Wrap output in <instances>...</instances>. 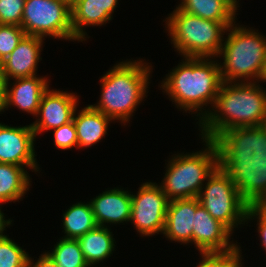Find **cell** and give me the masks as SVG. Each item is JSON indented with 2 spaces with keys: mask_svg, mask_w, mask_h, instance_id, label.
Instances as JSON below:
<instances>
[{
  "mask_svg": "<svg viewBox=\"0 0 266 267\" xmlns=\"http://www.w3.org/2000/svg\"><path fill=\"white\" fill-rule=\"evenodd\" d=\"M259 82H222L213 108L199 123L201 138L238 151L260 128L266 115V90Z\"/></svg>",
  "mask_w": 266,
  "mask_h": 267,
  "instance_id": "obj_1",
  "label": "cell"
},
{
  "mask_svg": "<svg viewBox=\"0 0 266 267\" xmlns=\"http://www.w3.org/2000/svg\"><path fill=\"white\" fill-rule=\"evenodd\" d=\"M206 181L198 195L200 205L234 232L238 225L245 224L248 207L254 200L253 164L233 151Z\"/></svg>",
  "mask_w": 266,
  "mask_h": 267,
  "instance_id": "obj_2",
  "label": "cell"
},
{
  "mask_svg": "<svg viewBox=\"0 0 266 267\" xmlns=\"http://www.w3.org/2000/svg\"><path fill=\"white\" fill-rule=\"evenodd\" d=\"M212 59L184 57V61L166 75L160 86L177 108L186 113H198L194 115L199 116L197 123L207 116L206 106L213 108L223 82L219 62Z\"/></svg>",
  "mask_w": 266,
  "mask_h": 267,
  "instance_id": "obj_3",
  "label": "cell"
},
{
  "mask_svg": "<svg viewBox=\"0 0 266 267\" xmlns=\"http://www.w3.org/2000/svg\"><path fill=\"white\" fill-rule=\"evenodd\" d=\"M152 67L144 60L118 62L100 78V100L91 106L126 125L148 93Z\"/></svg>",
  "mask_w": 266,
  "mask_h": 267,
  "instance_id": "obj_4",
  "label": "cell"
},
{
  "mask_svg": "<svg viewBox=\"0 0 266 267\" xmlns=\"http://www.w3.org/2000/svg\"><path fill=\"white\" fill-rule=\"evenodd\" d=\"M201 139L204 150L175 154L168 161L159 185L169 201L198 197L205 180L233 152L224 143Z\"/></svg>",
  "mask_w": 266,
  "mask_h": 267,
  "instance_id": "obj_5",
  "label": "cell"
},
{
  "mask_svg": "<svg viewBox=\"0 0 266 267\" xmlns=\"http://www.w3.org/2000/svg\"><path fill=\"white\" fill-rule=\"evenodd\" d=\"M227 31L218 55L224 59L219 63L222 81L261 82L266 67V36L235 22Z\"/></svg>",
  "mask_w": 266,
  "mask_h": 267,
  "instance_id": "obj_6",
  "label": "cell"
},
{
  "mask_svg": "<svg viewBox=\"0 0 266 267\" xmlns=\"http://www.w3.org/2000/svg\"><path fill=\"white\" fill-rule=\"evenodd\" d=\"M173 47L184 57L218 58L227 28L234 22H216L188 14L177 6L166 18Z\"/></svg>",
  "mask_w": 266,
  "mask_h": 267,
  "instance_id": "obj_7",
  "label": "cell"
},
{
  "mask_svg": "<svg viewBox=\"0 0 266 267\" xmlns=\"http://www.w3.org/2000/svg\"><path fill=\"white\" fill-rule=\"evenodd\" d=\"M21 27L26 35L79 41L73 34L68 0H25Z\"/></svg>",
  "mask_w": 266,
  "mask_h": 267,
  "instance_id": "obj_8",
  "label": "cell"
},
{
  "mask_svg": "<svg viewBox=\"0 0 266 267\" xmlns=\"http://www.w3.org/2000/svg\"><path fill=\"white\" fill-rule=\"evenodd\" d=\"M137 194H131V219L135 229L142 236H152L164 231L166 212L169 204L160 185L145 182L138 188Z\"/></svg>",
  "mask_w": 266,
  "mask_h": 267,
  "instance_id": "obj_9",
  "label": "cell"
},
{
  "mask_svg": "<svg viewBox=\"0 0 266 267\" xmlns=\"http://www.w3.org/2000/svg\"><path fill=\"white\" fill-rule=\"evenodd\" d=\"M35 139L31 124L11 127L0 123V163L27 167L32 172H38L40 167L35 158Z\"/></svg>",
  "mask_w": 266,
  "mask_h": 267,
  "instance_id": "obj_10",
  "label": "cell"
},
{
  "mask_svg": "<svg viewBox=\"0 0 266 267\" xmlns=\"http://www.w3.org/2000/svg\"><path fill=\"white\" fill-rule=\"evenodd\" d=\"M79 98L75 93L63 90H50L48 88L42 95L38 117L31 123L32 129L37 136L41 132L56 129L73 121L77 111Z\"/></svg>",
  "mask_w": 266,
  "mask_h": 267,
  "instance_id": "obj_11",
  "label": "cell"
},
{
  "mask_svg": "<svg viewBox=\"0 0 266 267\" xmlns=\"http://www.w3.org/2000/svg\"><path fill=\"white\" fill-rule=\"evenodd\" d=\"M232 233L224 224L215 220L196 197L193 243L199 252H224L236 248L237 242L230 241Z\"/></svg>",
  "mask_w": 266,
  "mask_h": 267,
  "instance_id": "obj_12",
  "label": "cell"
},
{
  "mask_svg": "<svg viewBox=\"0 0 266 267\" xmlns=\"http://www.w3.org/2000/svg\"><path fill=\"white\" fill-rule=\"evenodd\" d=\"M44 39L25 35L17 47L0 63L2 83L11 79L36 76Z\"/></svg>",
  "mask_w": 266,
  "mask_h": 267,
  "instance_id": "obj_13",
  "label": "cell"
},
{
  "mask_svg": "<svg viewBox=\"0 0 266 267\" xmlns=\"http://www.w3.org/2000/svg\"><path fill=\"white\" fill-rule=\"evenodd\" d=\"M13 80L12 84L9 81L3 82L2 112L12 105L36 116L42 95L49 88L48 78L36 75Z\"/></svg>",
  "mask_w": 266,
  "mask_h": 267,
  "instance_id": "obj_14",
  "label": "cell"
},
{
  "mask_svg": "<svg viewBox=\"0 0 266 267\" xmlns=\"http://www.w3.org/2000/svg\"><path fill=\"white\" fill-rule=\"evenodd\" d=\"M118 0H73L71 2V25L79 41L88 37L85 26H102L112 20ZM87 36V37H86Z\"/></svg>",
  "mask_w": 266,
  "mask_h": 267,
  "instance_id": "obj_15",
  "label": "cell"
},
{
  "mask_svg": "<svg viewBox=\"0 0 266 267\" xmlns=\"http://www.w3.org/2000/svg\"><path fill=\"white\" fill-rule=\"evenodd\" d=\"M98 226L109 227L106 224L130 222L131 192L123 188L104 191L90 201Z\"/></svg>",
  "mask_w": 266,
  "mask_h": 267,
  "instance_id": "obj_16",
  "label": "cell"
},
{
  "mask_svg": "<svg viewBox=\"0 0 266 267\" xmlns=\"http://www.w3.org/2000/svg\"><path fill=\"white\" fill-rule=\"evenodd\" d=\"M196 197L169 201L163 234L168 240L193 244Z\"/></svg>",
  "mask_w": 266,
  "mask_h": 267,
  "instance_id": "obj_17",
  "label": "cell"
},
{
  "mask_svg": "<svg viewBox=\"0 0 266 267\" xmlns=\"http://www.w3.org/2000/svg\"><path fill=\"white\" fill-rule=\"evenodd\" d=\"M76 114H78L76 116ZM113 120L91 105L74 113L73 122L76 127L78 148H87L98 143L106 136L108 124Z\"/></svg>",
  "mask_w": 266,
  "mask_h": 267,
  "instance_id": "obj_18",
  "label": "cell"
},
{
  "mask_svg": "<svg viewBox=\"0 0 266 267\" xmlns=\"http://www.w3.org/2000/svg\"><path fill=\"white\" fill-rule=\"evenodd\" d=\"M110 227L97 226L88 231L83 236L77 238L84 259L89 267L111 257L115 248V238H113Z\"/></svg>",
  "mask_w": 266,
  "mask_h": 267,
  "instance_id": "obj_19",
  "label": "cell"
},
{
  "mask_svg": "<svg viewBox=\"0 0 266 267\" xmlns=\"http://www.w3.org/2000/svg\"><path fill=\"white\" fill-rule=\"evenodd\" d=\"M178 8L188 14L216 22H236L238 6L232 0H181Z\"/></svg>",
  "mask_w": 266,
  "mask_h": 267,
  "instance_id": "obj_20",
  "label": "cell"
},
{
  "mask_svg": "<svg viewBox=\"0 0 266 267\" xmlns=\"http://www.w3.org/2000/svg\"><path fill=\"white\" fill-rule=\"evenodd\" d=\"M25 167L0 163V202H16L23 199L30 188V180Z\"/></svg>",
  "mask_w": 266,
  "mask_h": 267,
  "instance_id": "obj_21",
  "label": "cell"
},
{
  "mask_svg": "<svg viewBox=\"0 0 266 267\" xmlns=\"http://www.w3.org/2000/svg\"><path fill=\"white\" fill-rule=\"evenodd\" d=\"M65 239H77L98 226L90 202H77L63 213Z\"/></svg>",
  "mask_w": 266,
  "mask_h": 267,
  "instance_id": "obj_22",
  "label": "cell"
},
{
  "mask_svg": "<svg viewBox=\"0 0 266 267\" xmlns=\"http://www.w3.org/2000/svg\"><path fill=\"white\" fill-rule=\"evenodd\" d=\"M51 252H46L58 267H89L77 239L61 238Z\"/></svg>",
  "mask_w": 266,
  "mask_h": 267,
  "instance_id": "obj_23",
  "label": "cell"
},
{
  "mask_svg": "<svg viewBox=\"0 0 266 267\" xmlns=\"http://www.w3.org/2000/svg\"><path fill=\"white\" fill-rule=\"evenodd\" d=\"M29 257L9 236H0V267H27Z\"/></svg>",
  "mask_w": 266,
  "mask_h": 267,
  "instance_id": "obj_24",
  "label": "cell"
},
{
  "mask_svg": "<svg viewBox=\"0 0 266 267\" xmlns=\"http://www.w3.org/2000/svg\"><path fill=\"white\" fill-rule=\"evenodd\" d=\"M238 152L253 165L261 163L266 159V115L260 128Z\"/></svg>",
  "mask_w": 266,
  "mask_h": 267,
  "instance_id": "obj_25",
  "label": "cell"
},
{
  "mask_svg": "<svg viewBox=\"0 0 266 267\" xmlns=\"http://www.w3.org/2000/svg\"><path fill=\"white\" fill-rule=\"evenodd\" d=\"M241 247L224 252H200L202 261L196 267H243Z\"/></svg>",
  "mask_w": 266,
  "mask_h": 267,
  "instance_id": "obj_26",
  "label": "cell"
},
{
  "mask_svg": "<svg viewBox=\"0 0 266 267\" xmlns=\"http://www.w3.org/2000/svg\"><path fill=\"white\" fill-rule=\"evenodd\" d=\"M25 35L21 26L0 25V63L17 47Z\"/></svg>",
  "mask_w": 266,
  "mask_h": 267,
  "instance_id": "obj_27",
  "label": "cell"
},
{
  "mask_svg": "<svg viewBox=\"0 0 266 267\" xmlns=\"http://www.w3.org/2000/svg\"><path fill=\"white\" fill-rule=\"evenodd\" d=\"M25 0H0V25L21 26Z\"/></svg>",
  "mask_w": 266,
  "mask_h": 267,
  "instance_id": "obj_28",
  "label": "cell"
},
{
  "mask_svg": "<svg viewBox=\"0 0 266 267\" xmlns=\"http://www.w3.org/2000/svg\"><path fill=\"white\" fill-rule=\"evenodd\" d=\"M253 197L254 201L266 210V164L253 165Z\"/></svg>",
  "mask_w": 266,
  "mask_h": 267,
  "instance_id": "obj_29",
  "label": "cell"
},
{
  "mask_svg": "<svg viewBox=\"0 0 266 267\" xmlns=\"http://www.w3.org/2000/svg\"><path fill=\"white\" fill-rule=\"evenodd\" d=\"M53 130L54 144L58 149L68 150L73 147L78 148L76 127L73 121Z\"/></svg>",
  "mask_w": 266,
  "mask_h": 267,
  "instance_id": "obj_30",
  "label": "cell"
},
{
  "mask_svg": "<svg viewBox=\"0 0 266 267\" xmlns=\"http://www.w3.org/2000/svg\"><path fill=\"white\" fill-rule=\"evenodd\" d=\"M257 218L258 233L260 240V245L266 251V210L260 207L254 200L250 203L247 213H246V222L251 221V219Z\"/></svg>",
  "mask_w": 266,
  "mask_h": 267,
  "instance_id": "obj_31",
  "label": "cell"
},
{
  "mask_svg": "<svg viewBox=\"0 0 266 267\" xmlns=\"http://www.w3.org/2000/svg\"><path fill=\"white\" fill-rule=\"evenodd\" d=\"M37 259L38 260L34 263V259L32 260V258L29 257L28 267H58L57 263L49 257L46 251Z\"/></svg>",
  "mask_w": 266,
  "mask_h": 267,
  "instance_id": "obj_32",
  "label": "cell"
},
{
  "mask_svg": "<svg viewBox=\"0 0 266 267\" xmlns=\"http://www.w3.org/2000/svg\"><path fill=\"white\" fill-rule=\"evenodd\" d=\"M1 204V202H0ZM1 205H0V236H4V230H6V227H8L9 225H11L12 220L10 219H6L5 220V216L4 213L1 211Z\"/></svg>",
  "mask_w": 266,
  "mask_h": 267,
  "instance_id": "obj_33",
  "label": "cell"
},
{
  "mask_svg": "<svg viewBox=\"0 0 266 267\" xmlns=\"http://www.w3.org/2000/svg\"><path fill=\"white\" fill-rule=\"evenodd\" d=\"M2 93H3V83L0 78V113L2 112Z\"/></svg>",
  "mask_w": 266,
  "mask_h": 267,
  "instance_id": "obj_34",
  "label": "cell"
},
{
  "mask_svg": "<svg viewBox=\"0 0 266 267\" xmlns=\"http://www.w3.org/2000/svg\"><path fill=\"white\" fill-rule=\"evenodd\" d=\"M261 81L263 83L266 82V67H265V71H264V74H263V77H262Z\"/></svg>",
  "mask_w": 266,
  "mask_h": 267,
  "instance_id": "obj_35",
  "label": "cell"
},
{
  "mask_svg": "<svg viewBox=\"0 0 266 267\" xmlns=\"http://www.w3.org/2000/svg\"><path fill=\"white\" fill-rule=\"evenodd\" d=\"M238 7H239V5H238V2H239V0L237 1V0H232Z\"/></svg>",
  "mask_w": 266,
  "mask_h": 267,
  "instance_id": "obj_36",
  "label": "cell"
}]
</instances>
